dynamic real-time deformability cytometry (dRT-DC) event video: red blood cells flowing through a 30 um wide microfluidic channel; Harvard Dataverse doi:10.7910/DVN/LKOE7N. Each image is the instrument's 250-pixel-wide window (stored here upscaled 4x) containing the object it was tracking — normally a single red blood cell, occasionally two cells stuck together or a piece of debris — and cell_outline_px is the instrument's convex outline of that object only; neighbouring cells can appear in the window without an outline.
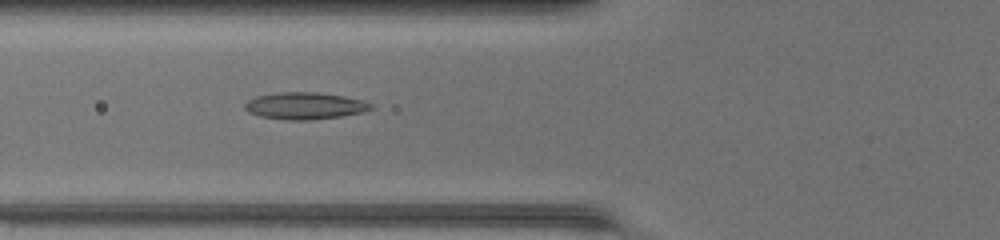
{"species": "common noctule bat (a hibernating species)", "species_latin": "Nyctalus noctula", "temperature_condition": "warm", "stored_images_in_passage": 36, "camera_frame_rate_fps": 3000, "um_per_image_px": 0.085, "animal": {"sex": "female", "body_mass_g": 17.0, "forearm_length_mm": 48.0}, "frame": {"image": 1, "passage_image": 7, "time_ms": 2.0, "image_size_px": [1000, 240], "cell_outline_px": [[372, 108], [360, 112], [340, 116], [308, 120], [288, 120], [260, 116], [248, 112], [244, 108], [244, 104], [248, 100], [260, 96], [280, 92], [316, 92], [340, 96], [360, 100], [372, 104]], "centroid_in_image_um": [25.85, 9.0], "position_along_channel_um": 99.9, "area_um2": 19.31}}
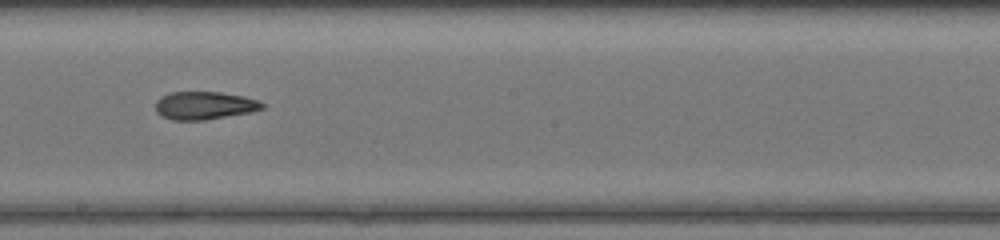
{"frame": {"image": 2, "passage_image": 16, "time_ms": 5.0, "image_size_px": [1000, 240], "cell_outline_px": [[264, 108], [252, 112], [204, 120], [172, 120], [156, 112], [156, 100], [160, 96], [172, 92], [220, 92], [244, 96], [256, 100], [264, 104]], "centroid_in_image_um": [17.37, 8.96], "position_along_channel_um": 230.8, "area_um2": 17.34}}
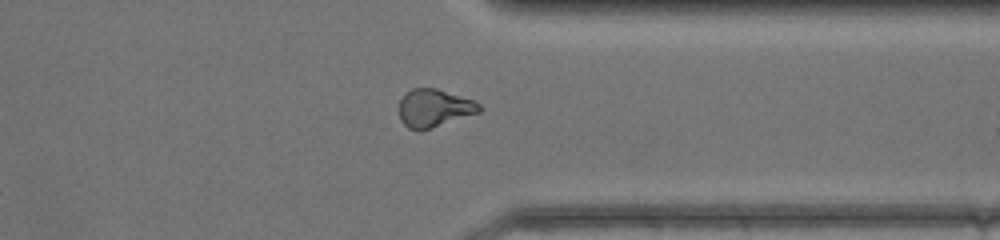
{"frame": {"image": 3, "passage_image": 26, "time_ms": 8.333, "image_size_px": [1000, 240], "cell_outline_px": [[484, 108], [480, 112], [420, 132], [408, 128], [400, 120], [400, 100], [412, 88], [436, 88], [472, 100], [480, 104]], "centroid_in_image_um": [36.91, 9.21], "position_along_channel_um": 374.5, "area_um2": 17.69}, "authors_computed_cell_mechanics": {"area_um2": 17.8024, "velocity_mm_per_s": 4.3541, "shape_relaxation_time_tau1_ms": null, "shape_relaxation_time_tau2_ms": 1.8622, "deformation_change_tau1": null, "deformation_change_tau2": 0.076}}